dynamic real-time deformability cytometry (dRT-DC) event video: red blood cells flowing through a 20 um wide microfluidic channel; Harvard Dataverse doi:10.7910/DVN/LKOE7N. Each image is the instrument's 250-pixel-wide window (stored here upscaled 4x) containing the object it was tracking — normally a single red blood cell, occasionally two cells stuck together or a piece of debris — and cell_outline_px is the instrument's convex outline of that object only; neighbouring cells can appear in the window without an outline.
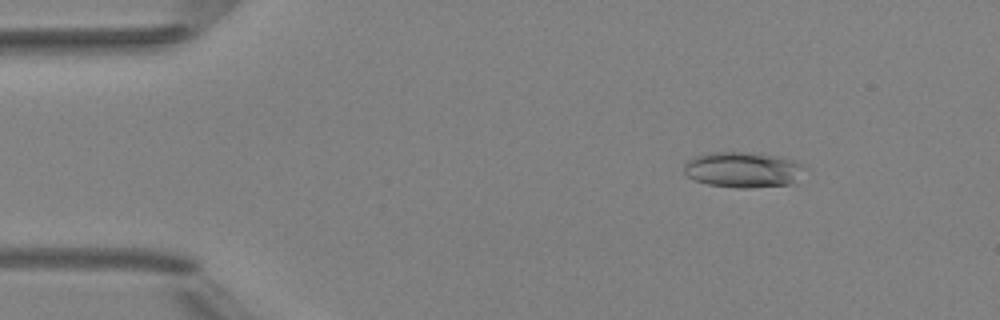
{"species": "Egyptian fruit bat (a non-hibernating species)", "species_latin": "Rousettus aegyptiacus", "temperature_condition": "room temperature", "stored_images_in_passage": 6, "camera_frame_rate_fps": 3000, "um_per_image_px": 0.085, "animal": {"sex": "female"}, "frame": {"image": 1, "passage_image": 2, "time_ms": 2.0, "image_size_px": [1000, 320], "cell_outline_px": [[804, 168], [792, 184], [752, 188], [736, 188], [708, 184], [696, 180], [688, 176], [684, 172], [684, 164], [692, 156], [708, 152], [744, 152], [780, 156], [796, 160]], "centroid_in_image_um": [63.12, 14.42], "position_along_channel_um": 21.9, "area_um2": 25.09}}
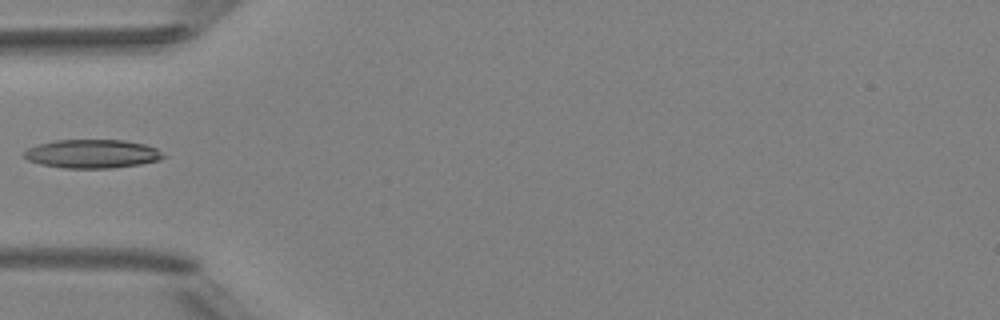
{"frame": {"image": 2, "passage_image": 5, "time_ms": 5.333, "image_size_px": [1000, 320], "cell_outline_px": [[168, 156], [160, 160], [140, 164], [112, 168], [64, 168], [40, 164], [28, 160], [24, 156], [24, 152], [28, 148], [36, 144], [56, 140], [124, 140], [144, 144], [156, 148]], "centroid_in_image_um": [7.86, 13.07], "position_along_channel_um": 77.1, "area_um2": 23.35}}
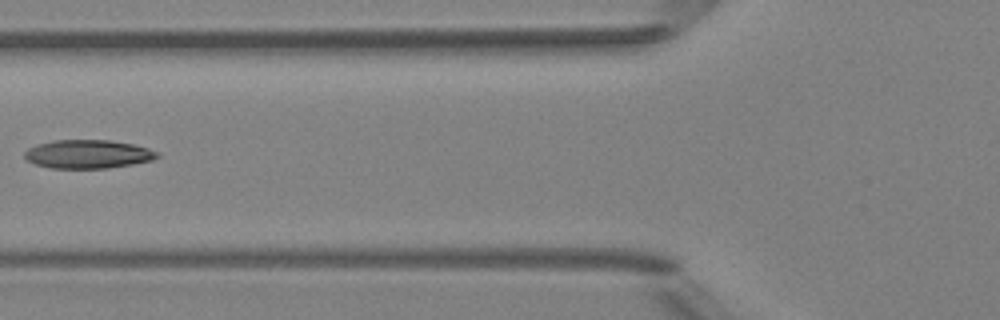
{"frame": {"image": 3, "passage_image": 6, "time_ms": 6.333, "image_size_px": [1000, 320], "cell_outline_px": [[160, 156], [152, 160], [132, 164], [108, 168], [52, 168], [36, 164], [28, 160], [24, 156], [24, 152], [28, 148], [36, 144], [52, 140], [108, 140], [132, 144], [148, 148], [160, 152]], "centroid_in_image_um": [7.48, 13.09], "position_along_channel_um": 118.3, "area_um2": 22.08}}